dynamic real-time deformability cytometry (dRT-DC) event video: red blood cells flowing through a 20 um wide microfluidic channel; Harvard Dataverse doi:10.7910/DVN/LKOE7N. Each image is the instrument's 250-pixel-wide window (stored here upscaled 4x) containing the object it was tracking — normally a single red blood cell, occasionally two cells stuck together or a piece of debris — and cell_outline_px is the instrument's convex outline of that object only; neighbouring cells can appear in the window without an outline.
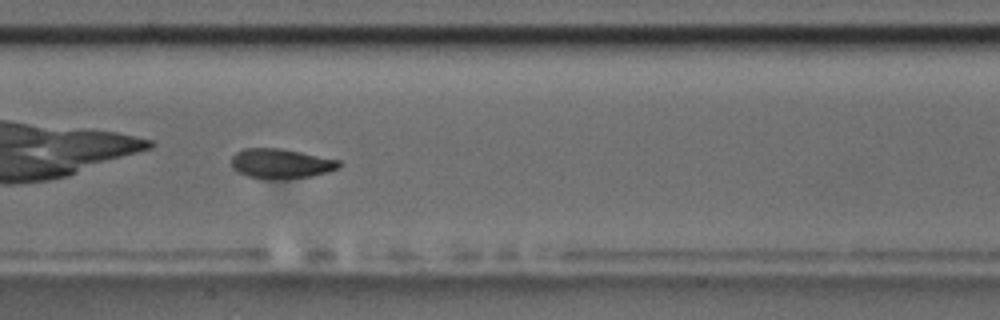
{"species": "common noctule bat (a hibernating species)", "species_latin": "Nyctalus noctula", "temperature_condition": "room temperature", "stored_images_in_passage": 40, "camera_frame_rate_fps": 3000, "um_per_image_px": 0.085, "animal": {"sex": "male", "body_mass_g": 17.5, "forearm_length_mm": 52.3}, "frame": {"image": 1, "passage_image": 12, "time_ms": 3.667, "image_size_px": [1000, 320], "cell_outline_px": [[344, 164], [340, 168], [328, 172], [312, 176], [268, 180], [248, 176], [232, 168], [232, 156], [236, 152], [244, 148], [284, 148], [340, 160]], "centroid_in_image_um": [23.93, 13.9], "position_along_channel_um": 183.5, "area_um2": 18.96}, "authors_computed_cell_mechanics": {"area_um2": 19.3052, "velocity_mm_per_s": 3.6551, "shape_relaxation_time_tau1_ms": 3.4818, "shape_relaxation_time_tau2_ms": 1.0605, "deformation_change_tau1": 0.1611, "deformation_change_tau2": 0.066}}